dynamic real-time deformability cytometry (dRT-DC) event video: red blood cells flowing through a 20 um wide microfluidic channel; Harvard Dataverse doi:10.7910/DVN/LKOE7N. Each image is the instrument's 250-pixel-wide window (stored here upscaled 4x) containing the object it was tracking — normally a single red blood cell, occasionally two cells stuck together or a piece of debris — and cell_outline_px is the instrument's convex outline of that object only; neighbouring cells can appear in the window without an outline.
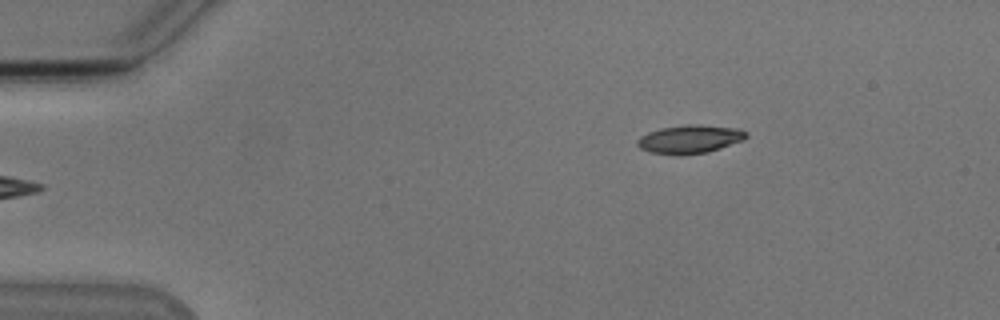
{"species": "Egyptian fruit bat (a non-hibernating species)", "species_latin": "Rousettus aegyptiacus", "temperature_condition": "cold", "stored_images_in_passage": 46, "camera_frame_rate_fps": 3000, "um_per_image_px": 0.085, "animal": {"sex": "male"}, "frame": {"image": 1, "passage_image": 1, "time_ms": 0.0, "image_size_px": [1000, 320], "cell_outline_px": [[748, 136], [744, 140], [708, 152], [680, 156], [676, 156], [648, 152], [640, 148], [636, 144], [636, 140], [640, 136], [648, 132], [660, 128], [688, 124], [700, 124], [740, 128], [748, 132]], "centroid_in_image_um": [58.63, 11.83], "position_along_channel_um": 26.4, "area_um2": 18.5}}
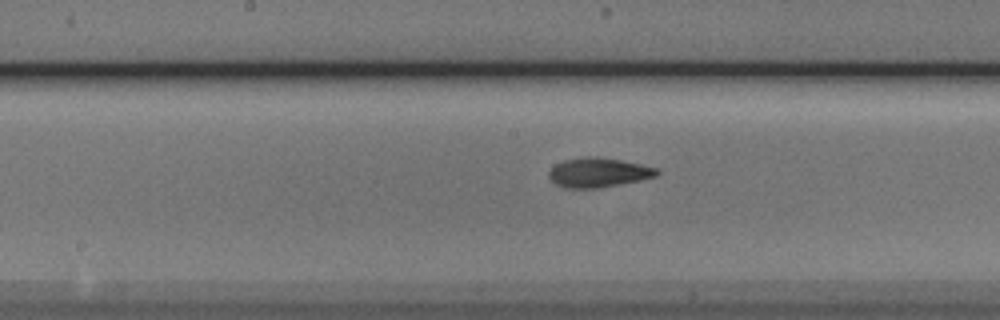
{"frame": {"image": 2, "passage_image": 20, "time_ms": 6.333, "image_size_px": [1000, 320], "cell_outline_px": [[660, 172], [656, 176], [596, 188], [564, 188], [556, 184], [548, 176], [548, 172], [556, 164], [564, 160], [588, 156], [596, 156], [620, 160], [640, 164], [656, 168]], "centroid_in_image_um": [50.81, 14.65], "position_along_channel_um": 197.4, "area_um2": 18.15}}
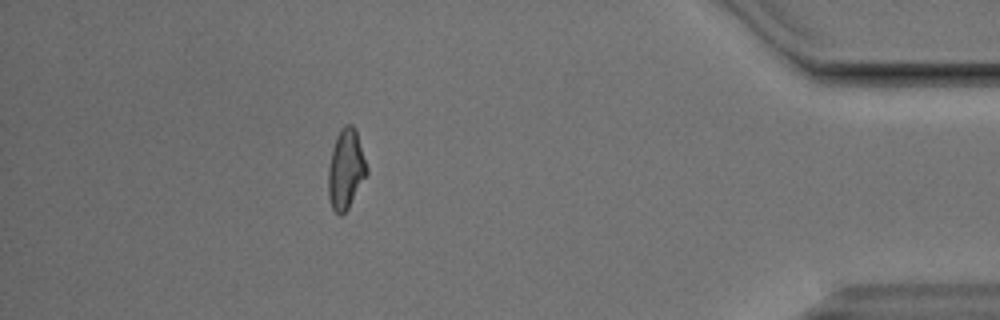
{"frame": {"image": 3, "passage_image": 40, "time_ms": 13.0, "image_size_px": [1000, 320], "cell_outline_px": [[368, 172], [348, 208], [340, 216], [332, 208], [328, 196], [328, 168], [332, 148], [336, 136], [340, 128], [344, 124], [352, 124], [356, 132], [368, 168]], "centroid_in_image_um": [29.38, 14.36], "position_along_channel_um": 405.8, "area_um2": 17.8}, "authors_computed_cell_mechanics": {"area_um2": 17.918, "velocity_mm_per_s": 3.8287, "shape_relaxation_time_tau1_ms": 4.3864, "shape_relaxation_time_tau2_ms": 2.1448, "deformation_change_tau1": 0.1596, "deformation_change_tau2": 0.0869}}